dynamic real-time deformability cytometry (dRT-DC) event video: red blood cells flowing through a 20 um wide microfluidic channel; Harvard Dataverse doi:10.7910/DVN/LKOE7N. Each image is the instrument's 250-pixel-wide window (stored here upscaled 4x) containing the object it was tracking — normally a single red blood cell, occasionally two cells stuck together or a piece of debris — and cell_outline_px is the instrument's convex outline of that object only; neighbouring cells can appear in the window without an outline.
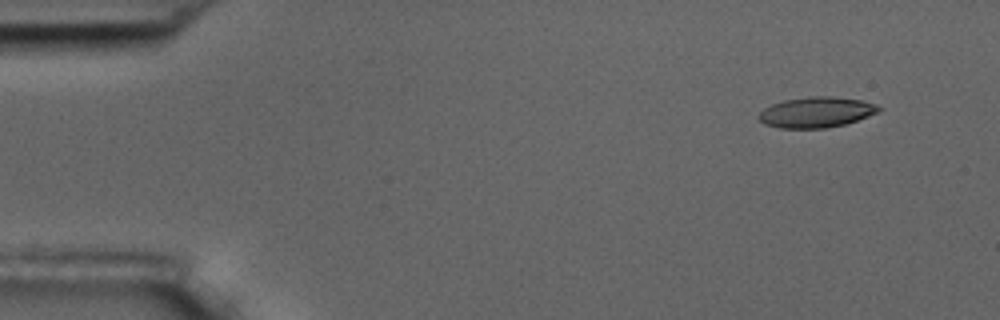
{"species": "common noctule bat (a hibernating species)", "species_latin": "Nyctalus noctula", "temperature_condition": "room temperature", "stored_images_in_passage": 8, "camera_frame_rate_fps": 3000, "um_per_image_px": 0.085, "animal": {"sex": "male", "body_mass_g": 17.5, "forearm_length_mm": 52.3}, "frame": {"image": 1, "passage_image": 2, "time_ms": 1.333, "image_size_px": [1000, 320], "cell_outline_px": [[884, 108], [880, 112], [844, 124], [824, 128], [780, 128], [764, 124], [760, 120], [760, 112], [764, 108], [772, 104], [784, 100], [808, 96], [832, 96], [864, 100], [876, 104]], "centroid_in_image_um": [69.43, 9.52], "position_along_channel_um": 15.6, "area_um2": 21.44}}
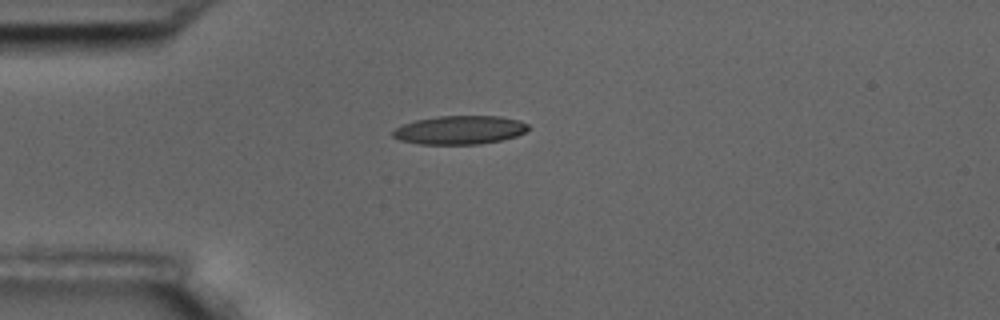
{"frame": {"image": 2, "passage_image": 5, "time_ms": 4.667, "image_size_px": [1000, 320], "cell_outline_px": [[532, 128], [516, 136], [500, 140], [480, 144], [420, 144], [400, 140], [392, 136], [392, 132], [396, 128], [404, 124], [416, 120], [436, 116], [500, 116], [520, 120], [528, 124]], "centroid_in_image_um": [39.11, 11.04], "position_along_channel_um": 45.9, "area_um2": 22.6}}
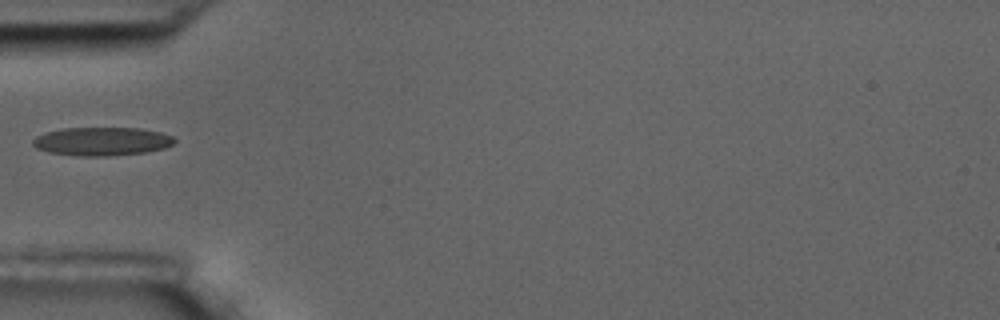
{"frame": {"image": 3, "passage_image": 6, "time_ms": 6.0, "image_size_px": [1000, 320], "cell_outline_px": [[176, 140], [172, 144], [164, 148], [148, 152], [108, 156], [76, 156], [48, 152], [36, 148], [32, 144], [32, 140], [36, 136], [44, 132], [64, 128], [140, 128], [160, 132], [172, 136]], "centroid_in_image_um": [8.63, 12.02], "position_along_channel_um": 76.4, "area_um2": 23.64}}